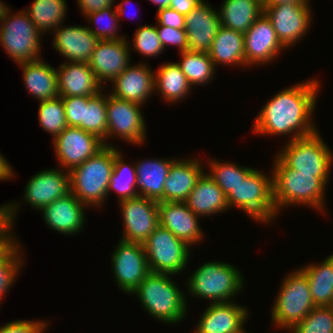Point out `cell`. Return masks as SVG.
<instances>
[{
    "instance_id": "6da1fadb",
    "label": "cell",
    "mask_w": 333,
    "mask_h": 333,
    "mask_svg": "<svg viewBox=\"0 0 333 333\" xmlns=\"http://www.w3.org/2000/svg\"><path fill=\"white\" fill-rule=\"evenodd\" d=\"M320 82L308 79L275 94L258 112L253 132L264 136L290 134L288 141L316 133L313 115Z\"/></svg>"
},
{
    "instance_id": "7a4b0ae2",
    "label": "cell",
    "mask_w": 333,
    "mask_h": 333,
    "mask_svg": "<svg viewBox=\"0 0 333 333\" xmlns=\"http://www.w3.org/2000/svg\"><path fill=\"white\" fill-rule=\"evenodd\" d=\"M272 173L273 201L277 213L293 205H306L316 211H325V189L329 177H315L286 166L277 156L274 157Z\"/></svg>"
},
{
    "instance_id": "3957f363",
    "label": "cell",
    "mask_w": 333,
    "mask_h": 333,
    "mask_svg": "<svg viewBox=\"0 0 333 333\" xmlns=\"http://www.w3.org/2000/svg\"><path fill=\"white\" fill-rule=\"evenodd\" d=\"M171 276L175 275L150 272L131 295H137L150 317L172 325L186 317L188 305L184 292Z\"/></svg>"
},
{
    "instance_id": "277c9868",
    "label": "cell",
    "mask_w": 333,
    "mask_h": 333,
    "mask_svg": "<svg viewBox=\"0 0 333 333\" xmlns=\"http://www.w3.org/2000/svg\"><path fill=\"white\" fill-rule=\"evenodd\" d=\"M115 146H104L70 174V192L87 207H102L108 197L113 172Z\"/></svg>"
},
{
    "instance_id": "5b68a950",
    "label": "cell",
    "mask_w": 333,
    "mask_h": 333,
    "mask_svg": "<svg viewBox=\"0 0 333 333\" xmlns=\"http://www.w3.org/2000/svg\"><path fill=\"white\" fill-rule=\"evenodd\" d=\"M242 275L231 263L208 261L187 278L186 288L193 298L212 303L231 302L244 288Z\"/></svg>"
},
{
    "instance_id": "8992f818",
    "label": "cell",
    "mask_w": 333,
    "mask_h": 333,
    "mask_svg": "<svg viewBox=\"0 0 333 333\" xmlns=\"http://www.w3.org/2000/svg\"><path fill=\"white\" fill-rule=\"evenodd\" d=\"M226 198L229 209L239 208L257 222L271 223L278 215L273 201L272 174L267 176L255 168Z\"/></svg>"
},
{
    "instance_id": "52a82bcc",
    "label": "cell",
    "mask_w": 333,
    "mask_h": 333,
    "mask_svg": "<svg viewBox=\"0 0 333 333\" xmlns=\"http://www.w3.org/2000/svg\"><path fill=\"white\" fill-rule=\"evenodd\" d=\"M274 304L271 317L274 326L290 330L316 307L312 300L306 275L299 269L284 277Z\"/></svg>"
},
{
    "instance_id": "ba28073f",
    "label": "cell",
    "mask_w": 333,
    "mask_h": 333,
    "mask_svg": "<svg viewBox=\"0 0 333 333\" xmlns=\"http://www.w3.org/2000/svg\"><path fill=\"white\" fill-rule=\"evenodd\" d=\"M276 156L289 168L315 177H329L333 153L320 132L308 137L287 141Z\"/></svg>"
},
{
    "instance_id": "9c48e42d",
    "label": "cell",
    "mask_w": 333,
    "mask_h": 333,
    "mask_svg": "<svg viewBox=\"0 0 333 333\" xmlns=\"http://www.w3.org/2000/svg\"><path fill=\"white\" fill-rule=\"evenodd\" d=\"M16 14V15H15ZM8 14L0 24V44L17 64L40 59L42 34L25 10Z\"/></svg>"
},
{
    "instance_id": "30bf717a",
    "label": "cell",
    "mask_w": 333,
    "mask_h": 333,
    "mask_svg": "<svg viewBox=\"0 0 333 333\" xmlns=\"http://www.w3.org/2000/svg\"><path fill=\"white\" fill-rule=\"evenodd\" d=\"M148 267L153 273L176 275L190 258V246L160 224L143 243Z\"/></svg>"
},
{
    "instance_id": "8fae6325",
    "label": "cell",
    "mask_w": 333,
    "mask_h": 333,
    "mask_svg": "<svg viewBox=\"0 0 333 333\" xmlns=\"http://www.w3.org/2000/svg\"><path fill=\"white\" fill-rule=\"evenodd\" d=\"M142 105L117 99L107 94V142L117 135L119 140L142 145L146 141V125L141 112Z\"/></svg>"
},
{
    "instance_id": "7c38bea8",
    "label": "cell",
    "mask_w": 333,
    "mask_h": 333,
    "mask_svg": "<svg viewBox=\"0 0 333 333\" xmlns=\"http://www.w3.org/2000/svg\"><path fill=\"white\" fill-rule=\"evenodd\" d=\"M111 258L113 277L120 290L129 294L150 273L142 243L119 240Z\"/></svg>"
},
{
    "instance_id": "4fadbf2b",
    "label": "cell",
    "mask_w": 333,
    "mask_h": 333,
    "mask_svg": "<svg viewBox=\"0 0 333 333\" xmlns=\"http://www.w3.org/2000/svg\"><path fill=\"white\" fill-rule=\"evenodd\" d=\"M263 7L278 40L286 49L296 45L308 33L313 15L310 4L286 3Z\"/></svg>"
},
{
    "instance_id": "5bb4252c",
    "label": "cell",
    "mask_w": 333,
    "mask_h": 333,
    "mask_svg": "<svg viewBox=\"0 0 333 333\" xmlns=\"http://www.w3.org/2000/svg\"><path fill=\"white\" fill-rule=\"evenodd\" d=\"M118 202L124 226L120 239L143 244L159 225L158 202L143 196Z\"/></svg>"
},
{
    "instance_id": "9a60e30c",
    "label": "cell",
    "mask_w": 333,
    "mask_h": 333,
    "mask_svg": "<svg viewBox=\"0 0 333 333\" xmlns=\"http://www.w3.org/2000/svg\"><path fill=\"white\" fill-rule=\"evenodd\" d=\"M54 152L60 167L71 171L104 147V143L94 134L79 127L67 126L54 140Z\"/></svg>"
},
{
    "instance_id": "2e32d148",
    "label": "cell",
    "mask_w": 333,
    "mask_h": 333,
    "mask_svg": "<svg viewBox=\"0 0 333 333\" xmlns=\"http://www.w3.org/2000/svg\"><path fill=\"white\" fill-rule=\"evenodd\" d=\"M246 67L271 63L286 48L278 40L270 19L263 12L244 34Z\"/></svg>"
},
{
    "instance_id": "e0dca14e",
    "label": "cell",
    "mask_w": 333,
    "mask_h": 333,
    "mask_svg": "<svg viewBox=\"0 0 333 333\" xmlns=\"http://www.w3.org/2000/svg\"><path fill=\"white\" fill-rule=\"evenodd\" d=\"M70 193V174L63 169H45L34 174L24 188V202L40 211Z\"/></svg>"
},
{
    "instance_id": "ac0fdd59",
    "label": "cell",
    "mask_w": 333,
    "mask_h": 333,
    "mask_svg": "<svg viewBox=\"0 0 333 333\" xmlns=\"http://www.w3.org/2000/svg\"><path fill=\"white\" fill-rule=\"evenodd\" d=\"M129 39L99 40L92 52L88 65L97 80L105 83L114 81L131 63Z\"/></svg>"
},
{
    "instance_id": "d6986e66",
    "label": "cell",
    "mask_w": 333,
    "mask_h": 333,
    "mask_svg": "<svg viewBox=\"0 0 333 333\" xmlns=\"http://www.w3.org/2000/svg\"><path fill=\"white\" fill-rule=\"evenodd\" d=\"M112 84V96L143 106L155 91V72L145 62L130 64Z\"/></svg>"
},
{
    "instance_id": "ffe728a7",
    "label": "cell",
    "mask_w": 333,
    "mask_h": 333,
    "mask_svg": "<svg viewBox=\"0 0 333 333\" xmlns=\"http://www.w3.org/2000/svg\"><path fill=\"white\" fill-rule=\"evenodd\" d=\"M159 224L189 246H196L205 237L199 224V216L185 202H158Z\"/></svg>"
},
{
    "instance_id": "44dd1931",
    "label": "cell",
    "mask_w": 333,
    "mask_h": 333,
    "mask_svg": "<svg viewBox=\"0 0 333 333\" xmlns=\"http://www.w3.org/2000/svg\"><path fill=\"white\" fill-rule=\"evenodd\" d=\"M220 26L218 10L203 0L185 16L187 51L208 52Z\"/></svg>"
},
{
    "instance_id": "7402d4cb",
    "label": "cell",
    "mask_w": 333,
    "mask_h": 333,
    "mask_svg": "<svg viewBox=\"0 0 333 333\" xmlns=\"http://www.w3.org/2000/svg\"><path fill=\"white\" fill-rule=\"evenodd\" d=\"M86 207L70 192L48 204L39 212L50 229L64 235H74L84 229Z\"/></svg>"
},
{
    "instance_id": "603a6c76",
    "label": "cell",
    "mask_w": 333,
    "mask_h": 333,
    "mask_svg": "<svg viewBox=\"0 0 333 333\" xmlns=\"http://www.w3.org/2000/svg\"><path fill=\"white\" fill-rule=\"evenodd\" d=\"M52 46L66 62L88 63L99 39L87 26H63L61 24L53 32Z\"/></svg>"
},
{
    "instance_id": "cb8c5ba5",
    "label": "cell",
    "mask_w": 333,
    "mask_h": 333,
    "mask_svg": "<svg viewBox=\"0 0 333 333\" xmlns=\"http://www.w3.org/2000/svg\"><path fill=\"white\" fill-rule=\"evenodd\" d=\"M248 309L233 301L211 303L203 311L193 333H236L248 320ZM244 324V325H243Z\"/></svg>"
},
{
    "instance_id": "d4e9b609",
    "label": "cell",
    "mask_w": 333,
    "mask_h": 333,
    "mask_svg": "<svg viewBox=\"0 0 333 333\" xmlns=\"http://www.w3.org/2000/svg\"><path fill=\"white\" fill-rule=\"evenodd\" d=\"M56 71L60 97L94 96L104 89L88 63L65 61Z\"/></svg>"
},
{
    "instance_id": "484cf974",
    "label": "cell",
    "mask_w": 333,
    "mask_h": 333,
    "mask_svg": "<svg viewBox=\"0 0 333 333\" xmlns=\"http://www.w3.org/2000/svg\"><path fill=\"white\" fill-rule=\"evenodd\" d=\"M201 161L199 158L177 159L172 164L164 182L163 201L185 202L205 172Z\"/></svg>"
},
{
    "instance_id": "4316f807",
    "label": "cell",
    "mask_w": 333,
    "mask_h": 333,
    "mask_svg": "<svg viewBox=\"0 0 333 333\" xmlns=\"http://www.w3.org/2000/svg\"><path fill=\"white\" fill-rule=\"evenodd\" d=\"M185 204L199 217L214 216L229 210L226 195L209 176L208 171L198 179Z\"/></svg>"
},
{
    "instance_id": "83f0119b",
    "label": "cell",
    "mask_w": 333,
    "mask_h": 333,
    "mask_svg": "<svg viewBox=\"0 0 333 333\" xmlns=\"http://www.w3.org/2000/svg\"><path fill=\"white\" fill-rule=\"evenodd\" d=\"M41 58L18 64L23 70V83L28 93L40 101L52 100L60 97L58 77L55 67Z\"/></svg>"
},
{
    "instance_id": "f1b7e54d",
    "label": "cell",
    "mask_w": 333,
    "mask_h": 333,
    "mask_svg": "<svg viewBox=\"0 0 333 333\" xmlns=\"http://www.w3.org/2000/svg\"><path fill=\"white\" fill-rule=\"evenodd\" d=\"M177 159H148L136 161L137 190L139 196L163 202L164 182Z\"/></svg>"
},
{
    "instance_id": "f546056e",
    "label": "cell",
    "mask_w": 333,
    "mask_h": 333,
    "mask_svg": "<svg viewBox=\"0 0 333 333\" xmlns=\"http://www.w3.org/2000/svg\"><path fill=\"white\" fill-rule=\"evenodd\" d=\"M208 54L215 67L217 64L246 67L244 34L221 25Z\"/></svg>"
},
{
    "instance_id": "4dcf8cb0",
    "label": "cell",
    "mask_w": 333,
    "mask_h": 333,
    "mask_svg": "<svg viewBox=\"0 0 333 333\" xmlns=\"http://www.w3.org/2000/svg\"><path fill=\"white\" fill-rule=\"evenodd\" d=\"M218 10L222 26L243 34L264 12L263 0H224Z\"/></svg>"
},
{
    "instance_id": "1f68e13d",
    "label": "cell",
    "mask_w": 333,
    "mask_h": 333,
    "mask_svg": "<svg viewBox=\"0 0 333 333\" xmlns=\"http://www.w3.org/2000/svg\"><path fill=\"white\" fill-rule=\"evenodd\" d=\"M307 277L316 307L331 306L333 302V254L318 263L299 268Z\"/></svg>"
},
{
    "instance_id": "d6a6232c",
    "label": "cell",
    "mask_w": 333,
    "mask_h": 333,
    "mask_svg": "<svg viewBox=\"0 0 333 333\" xmlns=\"http://www.w3.org/2000/svg\"><path fill=\"white\" fill-rule=\"evenodd\" d=\"M192 86L177 62L162 64L155 73V93L166 102L177 103L190 94Z\"/></svg>"
},
{
    "instance_id": "836d02e7",
    "label": "cell",
    "mask_w": 333,
    "mask_h": 333,
    "mask_svg": "<svg viewBox=\"0 0 333 333\" xmlns=\"http://www.w3.org/2000/svg\"><path fill=\"white\" fill-rule=\"evenodd\" d=\"M24 10L41 34L53 32L65 22L67 13L66 0H34Z\"/></svg>"
},
{
    "instance_id": "e575fe53",
    "label": "cell",
    "mask_w": 333,
    "mask_h": 333,
    "mask_svg": "<svg viewBox=\"0 0 333 333\" xmlns=\"http://www.w3.org/2000/svg\"><path fill=\"white\" fill-rule=\"evenodd\" d=\"M180 56L182 60L177 63L192 87L207 84L214 78L216 68L208 52L188 50L180 52Z\"/></svg>"
},
{
    "instance_id": "d590c367",
    "label": "cell",
    "mask_w": 333,
    "mask_h": 333,
    "mask_svg": "<svg viewBox=\"0 0 333 333\" xmlns=\"http://www.w3.org/2000/svg\"><path fill=\"white\" fill-rule=\"evenodd\" d=\"M123 158L122 152L115 147L114 166L108 186V194L111 190L115 191L118 194L119 201L139 196L135 164L125 163Z\"/></svg>"
},
{
    "instance_id": "8d00e7d4",
    "label": "cell",
    "mask_w": 333,
    "mask_h": 333,
    "mask_svg": "<svg viewBox=\"0 0 333 333\" xmlns=\"http://www.w3.org/2000/svg\"><path fill=\"white\" fill-rule=\"evenodd\" d=\"M94 96H88V103L84 106L83 130L94 134L104 143V146H113L107 143V95L103 91ZM103 93V94H102Z\"/></svg>"
},
{
    "instance_id": "74e56055",
    "label": "cell",
    "mask_w": 333,
    "mask_h": 333,
    "mask_svg": "<svg viewBox=\"0 0 333 333\" xmlns=\"http://www.w3.org/2000/svg\"><path fill=\"white\" fill-rule=\"evenodd\" d=\"M207 160L209 176L218 184L227 196L235 188L241 179H245L254 169L240 166L234 162H222L219 160ZM211 171V172H210Z\"/></svg>"
},
{
    "instance_id": "f35d334b",
    "label": "cell",
    "mask_w": 333,
    "mask_h": 333,
    "mask_svg": "<svg viewBox=\"0 0 333 333\" xmlns=\"http://www.w3.org/2000/svg\"><path fill=\"white\" fill-rule=\"evenodd\" d=\"M38 121L43 130L53 135L54 140L67 127L62 97L40 101Z\"/></svg>"
},
{
    "instance_id": "ab89813d",
    "label": "cell",
    "mask_w": 333,
    "mask_h": 333,
    "mask_svg": "<svg viewBox=\"0 0 333 333\" xmlns=\"http://www.w3.org/2000/svg\"><path fill=\"white\" fill-rule=\"evenodd\" d=\"M85 19L90 22V25L91 23L95 24V28L89 25L87 27L99 40H121L126 38L125 35L121 37L118 34L120 21L115 7H108L97 12L89 13L85 15Z\"/></svg>"
},
{
    "instance_id": "60d3db41",
    "label": "cell",
    "mask_w": 333,
    "mask_h": 333,
    "mask_svg": "<svg viewBox=\"0 0 333 333\" xmlns=\"http://www.w3.org/2000/svg\"><path fill=\"white\" fill-rule=\"evenodd\" d=\"M290 331L292 333H333V310L330 306L314 307Z\"/></svg>"
},
{
    "instance_id": "b9f144b4",
    "label": "cell",
    "mask_w": 333,
    "mask_h": 333,
    "mask_svg": "<svg viewBox=\"0 0 333 333\" xmlns=\"http://www.w3.org/2000/svg\"><path fill=\"white\" fill-rule=\"evenodd\" d=\"M130 49L141 53V56L156 57L163 53V46L159 39L155 25L139 26L134 33ZM133 47V48H131Z\"/></svg>"
},
{
    "instance_id": "7bdbcfd3",
    "label": "cell",
    "mask_w": 333,
    "mask_h": 333,
    "mask_svg": "<svg viewBox=\"0 0 333 333\" xmlns=\"http://www.w3.org/2000/svg\"><path fill=\"white\" fill-rule=\"evenodd\" d=\"M17 245L4 259L0 260V301L14 285L16 277L19 275L25 264L22 255L23 249ZM10 288V289H9Z\"/></svg>"
},
{
    "instance_id": "ee69618b",
    "label": "cell",
    "mask_w": 333,
    "mask_h": 333,
    "mask_svg": "<svg viewBox=\"0 0 333 333\" xmlns=\"http://www.w3.org/2000/svg\"><path fill=\"white\" fill-rule=\"evenodd\" d=\"M67 126L83 129L84 106L88 103V96L62 97Z\"/></svg>"
},
{
    "instance_id": "f6af8a7d",
    "label": "cell",
    "mask_w": 333,
    "mask_h": 333,
    "mask_svg": "<svg viewBox=\"0 0 333 333\" xmlns=\"http://www.w3.org/2000/svg\"><path fill=\"white\" fill-rule=\"evenodd\" d=\"M156 29L163 48L174 45L178 47L179 52L187 51V34L185 29H176L161 26L156 23Z\"/></svg>"
},
{
    "instance_id": "bcb514c9",
    "label": "cell",
    "mask_w": 333,
    "mask_h": 333,
    "mask_svg": "<svg viewBox=\"0 0 333 333\" xmlns=\"http://www.w3.org/2000/svg\"><path fill=\"white\" fill-rule=\"evenodd\" d=\"M47 320H13L0 327V333H43L49 325Z\"/></svg>"
},
{
    "instance_id": "7dc6e473",
    "label": "cell",
    "mask_w": 333,
    "mask_h": 333,
    "mask_svg": "<svg viewBox=\"0 0 333 333\" xmlns=\"http://www.w3.org/2000/svg\"><path fill=\"white\" fill-rule=\"evenodd\" d=\"M157 23L161 26L185 29V16L172 8L157 10Z\"/></svg>"
},
{
    "instance_id": "c3c4849f",
    "label": "cell",
    "mask_w": 333,
    "mask_h": 333,
    "mask_svg": "<svg viewBox=\"0 0 333 333\" xmlns=\"http://www.w3.org/2000/svg\"><path fill=\"white\" fill-rule=\"evenodd\" d=\"M77 4L78 9L85 16L104 8L114 7L115 0H77Z\"/></svg>"
},
{
    "instance_id": "681fc988",
    "label": "cell",
    "mask_w": 333,
    "mask_h": 333,
    "mask_svg": "<svg viewBox=\"0 0 333 333\" xmlns=\"http://www.w3.org/2000/svg\"><path fill=\"white\" fill-rule=\"evenodd\" d=\"M202 1L203 0H171L169 8L186 16Z\"/></svg>"
},
{
    "instance_id": "f907efd6",
    "label": "cell",
    "mask_w": 333,
    "mask_h": 333,
    "mask_svg": "<svg viewBox=\"0 0 333 333\" xmlns=\"http://www.w3.org/2000/svg\"><path fill=\"white\" fill-rule=\"evenodd\" d=\"M11 177L13 179L15 177L14 170H13L11 164L9 163V161L6 160L4 155L1 154V152H0V180L1 181L11 180L12 179Z\"/></svg>"
},
{
    "instance_id": "816d5d0a",
    "label": "cell",
    "mask_w": 333,
    "mask_h": 333,
    "mask_svg": "<svg viewBox=\"0 0 333 333\" xmlns=\"http://www.w3.org/2000/svg\"><path fill=\"white\" fill-rule=\"evenodd\" d=\"M311 0H263V6H275L286 3L309 4Z\"/></svg>"
},
{
    "instance_id": "f5cc1de1",
    "label": "cell",
    "mask_w": 333,
    "mask_h": 333,
    "mask_svg": "<svg viewBox=\"0 0 333 333\" xmlns=\"http://www.w3.org/2000/svg\"><path fill=\"white\" fill-rule=\"evenodd\" d=\"M11 12H12V10L10 11V8L8 7V5H6V3H3L0 0V24L7 17V15Z\"/></svg>"
},
{
    "instance_id": "db71d44e",
    "label": "cell",
    "mask_w": 333,
    "mask_h": 333,
    "mask_svg": "<svg viewBox=\"0 0 333 333\" xmlns=\"http://www.w3.org/2000/svg\"><path fill=\"white\" fill-rule=\"evenodd\" d=\"M123 2L121 3H118L117 6L115 7L116 8V11H117V14H118V17H119V20L122 16H124L125 14V4L127 3H130V0H122Z\"/></svg>"
},
{
    "instance_id": "11a10c76",
    "label": "cell",
    "mask_w": 333,
    "mask_h": 333,
    "mask_svg": "<svg viewBox=\"0 0 333 333\" xmlns=\"http://www.w3.org/2000/svg\"><path fill=\"white\" fill-rule=\"evenodd\" d=\"M152 4L157 5L158 9L167 8L170 5L171 0H149Z\"/></svg>"
},
{
    "instance_id": "9f6ffc18",
    "label": "cell",
    "mask_w": 333,
    "mask_h": 333,
    "mask_svg": "<svg viewBox=\"0 0 333 333\" xmlns=\"http://www.w3.org/2000/svg\"><path fill=\"white\" fill-rule=\"evenodd\" d=\"M236 333H247L246 330H244V328H242L239 332Z\"/></svg>"
}]
</instances>
